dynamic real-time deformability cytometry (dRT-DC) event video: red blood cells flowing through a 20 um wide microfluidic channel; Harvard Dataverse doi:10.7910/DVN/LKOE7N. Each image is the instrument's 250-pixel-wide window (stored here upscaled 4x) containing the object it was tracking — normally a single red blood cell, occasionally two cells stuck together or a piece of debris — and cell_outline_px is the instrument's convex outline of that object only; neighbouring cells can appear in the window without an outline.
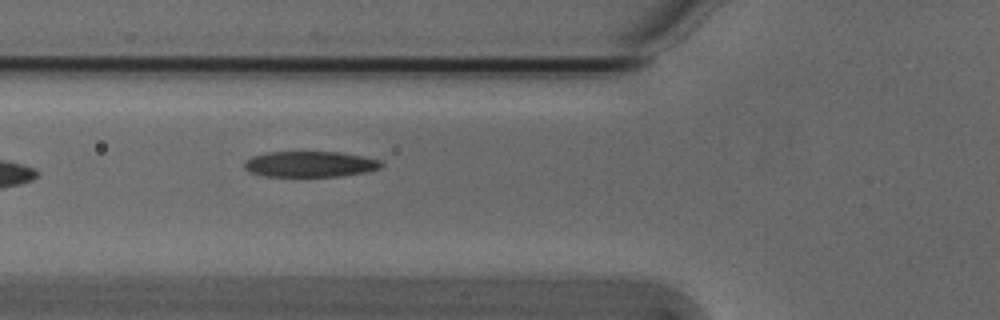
{"species": "Egyptian fruit bat (a non-hibernating species)", "species_latin": "Rousettus aegyptiacus", "temperature_condition": "cold", "stored_images_in_passage": 6, "camera_frame_rate_fps": 3000, "um_per_image_px": 0.085, "animal": {"sex": "male"}, "frame": {"image": 1, "passage_image": 6, "time_ms": 1.667, "image_size_px": [1000, 320], "cell_outline_px": [[384, 164], [380, 168], [364, 172], [340, 176], [264, 176], [248, 172], [244, 168], [244, 160], [252, 156], [264, 152], [340, 152], [364, 156], [380, 160]], "centroid_in_image_um": [26.32, 13.94], "position_along_channel_um": 99.5, "area_um2": 20.69}}